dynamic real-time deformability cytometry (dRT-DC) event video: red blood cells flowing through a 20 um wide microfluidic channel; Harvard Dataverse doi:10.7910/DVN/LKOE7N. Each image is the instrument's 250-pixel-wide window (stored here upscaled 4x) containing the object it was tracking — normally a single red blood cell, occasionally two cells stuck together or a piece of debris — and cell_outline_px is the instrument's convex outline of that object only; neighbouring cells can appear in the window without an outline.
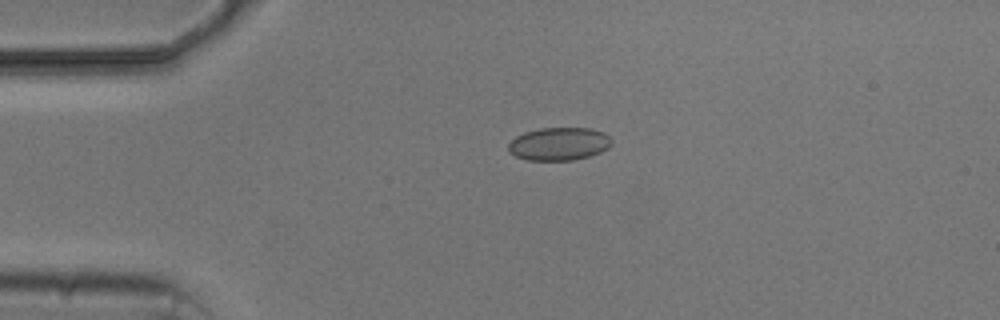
{"species": "common noctule bat (a hibernating species)", "species_latin": "Nyctalus noctula", "temperature_condition": "cold", "stored_images_in_passage": 5, "camera_frame_rate_fps": 3000, "um_per_image_px": 0.085, "animal": {"sex": "male", "body_mass_g": 20.5, "forearm_length_mm": 52.5}, "frame": {"image": 1, "passage_image": 4, "time_ms": 3.667, "image_size_px": [1000, 320], "cell_outline_px": [[612, 144], [608, 148], [600, 152], [588, 156], [572, 160], [528, 160], [516, 156], [508, 152], [508, 144], [516, 136], [524, 132], [540, 128], [592, 128], [604, 132], [612, 140]], "centroid_in_image_um": [47.51, 12.22], "position_along_channel_um": 37.5, "area_um2": 19.88}}